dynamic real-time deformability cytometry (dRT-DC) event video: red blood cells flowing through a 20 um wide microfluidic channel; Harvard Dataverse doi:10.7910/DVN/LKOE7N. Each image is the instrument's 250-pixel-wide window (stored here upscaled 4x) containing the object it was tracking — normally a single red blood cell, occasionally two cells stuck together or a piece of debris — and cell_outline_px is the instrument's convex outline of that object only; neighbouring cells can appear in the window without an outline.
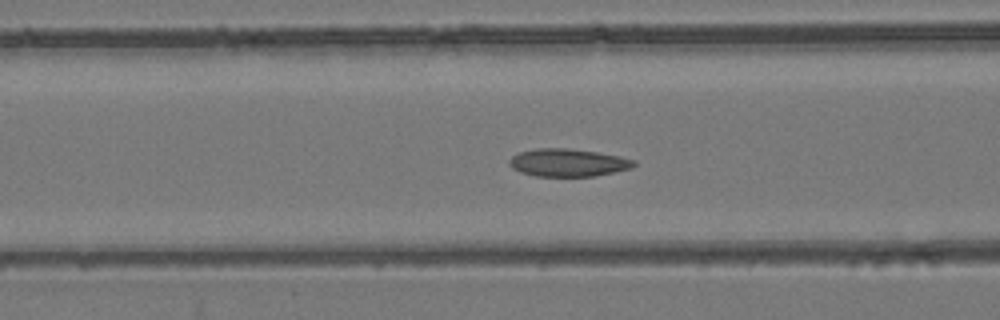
{"species": "common noctule bat (a hibernating species)", "species_latin": "Nyctalus noctula", "temperature_condition": "room temperature", "stored_images_in_passage": 55, "segment_of_instrument_passage": [1, 2], "camera_frame_rate_fps": 3000, "um_per_image_px": 0.085, "animal": {"sex": "female", "body_mass_g": 24.6, "forearm_length_mm": 56.2}, "frame": {"image": 1, "passage_image": 22, "time_ms": 7.0, "image_size_px": [1000, 320], "cell_outline_px": [[636, 164], [632, 168], [596, 176], [536, 176], [520, 172], [512, 168], [508, 164], [508, 160], [512, 156], [520, 152], [536, 148], [568, 148], [596, 152], [620, 156], [636, 160]], "centroid_in_image_um": [48.28, 13.82], "position_along_channel_um": 118.3, "area_um2": 20.23}}
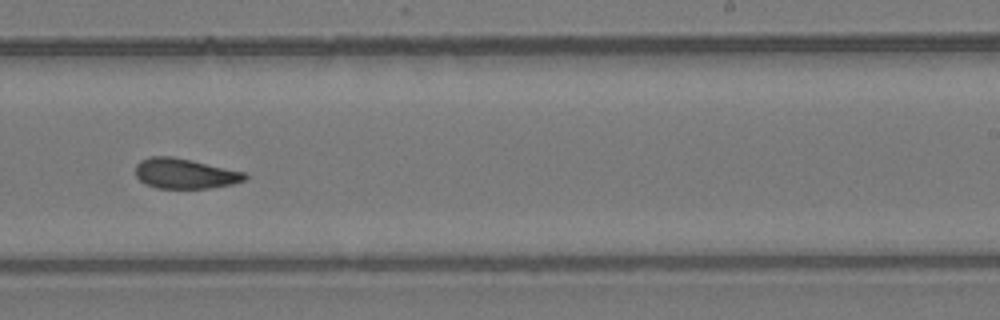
{"frame": {"image": 2, "passage_image": 34, "time_ms": 11.0, "image_size_px": [1000, 320], "cell_outline_px": [[248, 176], [244, 180], [232, 184], [212, 188], [156, 188], [144, 184], [136, 176], [136, 164], [140, 160], [152, 156], [172, 156], [192, 160], [244, 172]], "centroid_in_image_um": [15.69, 14.75], "position_along_channel_um": 273.3, "area_um2": 19.25}}
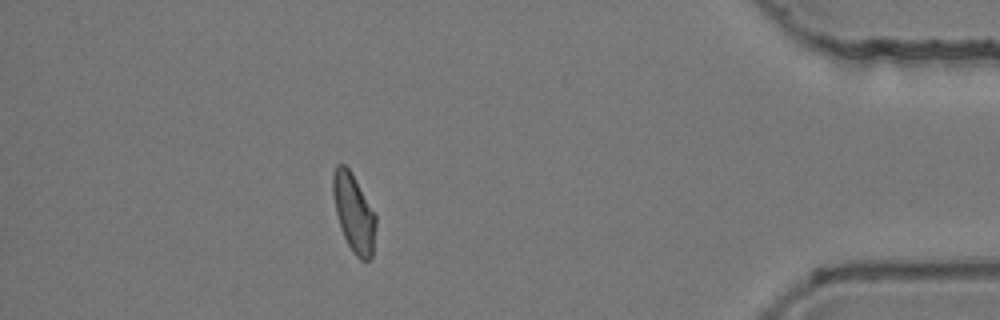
{"frame": {"image": 3, "passage_image": 48, "time_ms": 15.667, "image_size_px": [1000, 320], "cell_outline_px": [[376, 224], [372, 256], [368, 260], [360, 260], [352, 252], [340, 228], [336, 212], [332, 192], [332, 176], [336, 164], [344, 164], [352, 172], [376, 212]], "centroid_in_image_um": [30.08, 18.06], "position_along_channel_um": 405.1, "area_um2": 19.83}}